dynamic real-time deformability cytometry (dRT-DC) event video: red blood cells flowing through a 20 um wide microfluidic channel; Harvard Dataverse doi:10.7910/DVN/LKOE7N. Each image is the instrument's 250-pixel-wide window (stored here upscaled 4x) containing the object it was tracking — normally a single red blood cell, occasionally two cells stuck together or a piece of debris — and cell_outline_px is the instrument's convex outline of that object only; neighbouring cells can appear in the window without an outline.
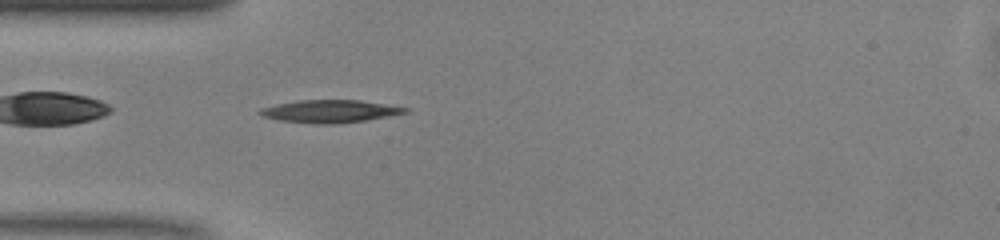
{"species": "common noctule bat (a hibernating species)", "species_latin": "Nyctalus noctula", "temperature_condition": "warm", "stored_images_in_passage": 37, "camera_frame_rate_fps": 3000, "um_per_image_px": 0.085, "animal": {"sex": "male", "body_mass_g": 13.0, "forearm_length_mm": 53.1}, "frame": {"image": 1, "passage_image": 2, "time_ms": 0.333, "image_size_px": [1000, 240], "cell_outline_px": [[408, 112], [388, 116], [364, 120], [336, 124], [320, 124], [280, 120], [264, 116], [256, 112], [260, 108], [276, 104], [296, 100], [360, 100], [408, 108]], "centroid_in_image_um": [28.0, 9.45], "position_along_channel_um": 57.0, "area_um2": 18.96}}
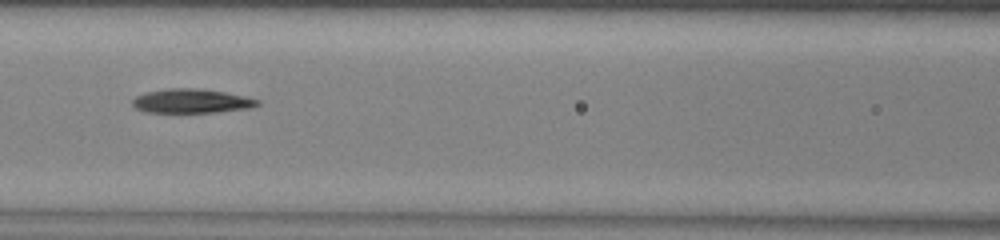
{"frame": {"image": 2, "passage_image": 9, "time_ms": 2.667, "image_size_px": [1000, 240], "cell_outline_px": [[260, 104], [252, 108], [216, 112], [144, 112], [136, 108], [132, 104], [132, 100], [136, 96], [148, 92], [168, 88], [196, 88], [224, 92], [244, 96], [260, 100]], "centroid_in_image_um": [16.3, 8.59], "position_along_channel_um": 150.3, "area_um2": 17.51}}
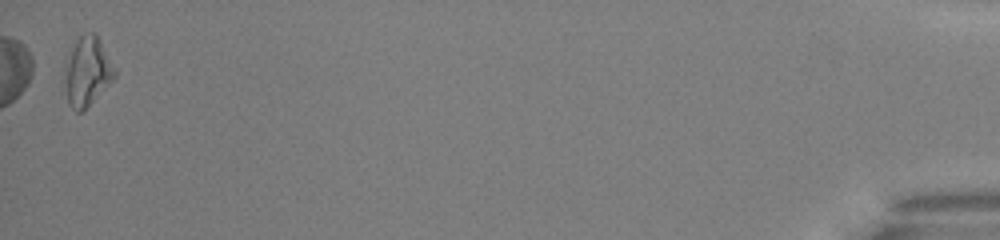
{"frame": {"image": 3, "passage_image": 37, "time_ms": 12.0, "image_size_px": [1000, 240], "cell_outline_px": [[116, 76], [80, 112], [76, 112], [72, 108], [68, 100], [64, 84], [64, 64], [72, 40], [84, 32], [96, 32], [116, 68]], "centroid_in_image_um": [7.38, 5.96], "position_along_channel_um": 427.8, "area_um2": 20.4}, "authors_computed_cell_mechanics": {"area_um2": 17.7446, "velocity_mm_per_s": 4.0907, "shape_relaxation_time_tau1_ms": 6.8103, "shape_relaxation_time_tau2_ms": null, "deformation_change_tau1": 0.2201, "deformation_change_tau2": null}}